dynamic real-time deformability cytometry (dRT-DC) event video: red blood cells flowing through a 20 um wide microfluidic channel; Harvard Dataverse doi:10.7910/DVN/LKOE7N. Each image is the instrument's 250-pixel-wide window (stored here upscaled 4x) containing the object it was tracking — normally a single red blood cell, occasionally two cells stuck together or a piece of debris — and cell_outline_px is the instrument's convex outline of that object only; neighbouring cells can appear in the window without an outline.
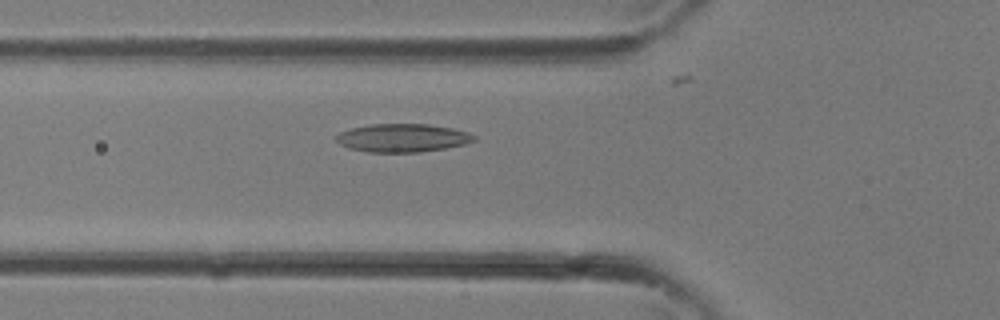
{"species": "common noctule bat (a hibernating species)", "species_latin": "Nyctalus noctula", "temperature_condition": "room temperature", "stored_images_in_passage": 24, "camera_frame_rate_fps": 3000, "um_per_image_px": 0.085, "animal": {"sex": "female"}, "frame": {"image": 1, "passage_image": 5, "time_ms": 1.333, "image_size_px": [1000, 320], "cell_outline_px": [[476, 140], [464, 144], [444, 148], [420, 152], [368, 152], [348, 148], [340, 144], [336, 140], [336, 136], [340, 132], [352, 128], [372, 124], [428, 124], [452, 128], [468, 132], [476, 136]], "centroid_in_image_um": [34.22, 11.72], "position_along_channel_um": 91.6, "area_um2": 22.6}}
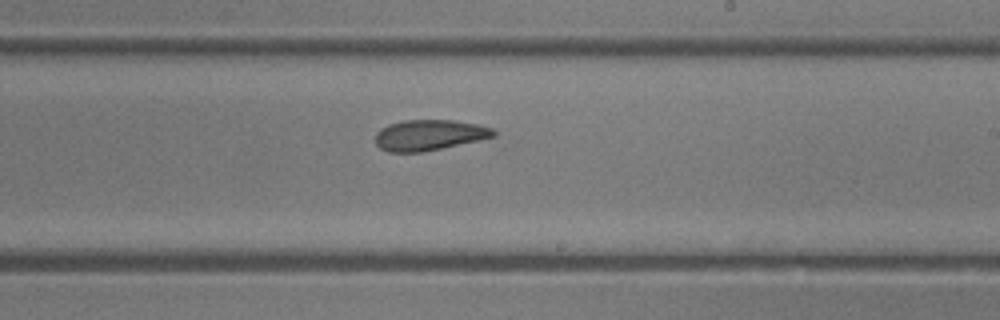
{"frame": {"image": 2, "passage_image": 13, "time_ms": 4.0, "image_size_px": [1000, 320], "cell_outline_px": [[496, 136], [480, 140], [420, 152], [388, 152], [380, 148], [376, 144], [376, 132], [380, 128], [388, 124], [404, 120], [452, 120], [476, 124], [492, 128], [496, 132]], "centroid_in_image_um": [36.46, 11.47], "position_along_channel_um": 252.5, "area_um2": 21.04}}
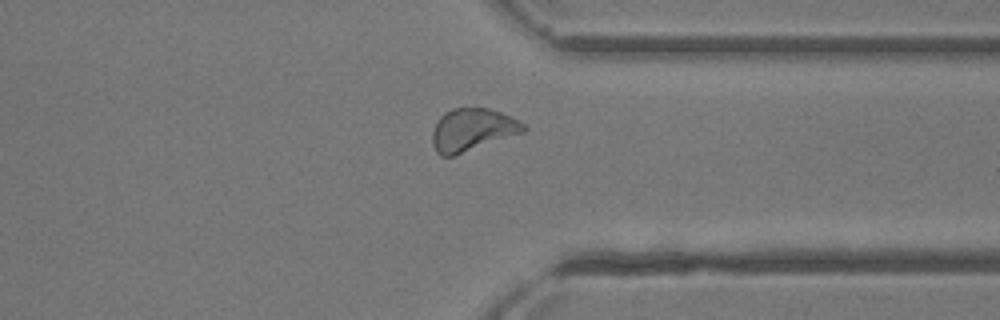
{"frame": {"image": 3, "passage_image": 19, "time_ms": 6.0, "image_size_px": [1000, 320], "cell_outline_px": [[528, 128], [524, 132], [452, 156], [440, 156], [436, 152], [432, 144], [432, 132], [440, 116], [444, 112], [452, 108], [488, 108], [512, 116], [524, 124]], "centroid_in_image_um": [40.14, 11.02], "position_along_channel_um": 371.3, "area_um2": 22.54}}